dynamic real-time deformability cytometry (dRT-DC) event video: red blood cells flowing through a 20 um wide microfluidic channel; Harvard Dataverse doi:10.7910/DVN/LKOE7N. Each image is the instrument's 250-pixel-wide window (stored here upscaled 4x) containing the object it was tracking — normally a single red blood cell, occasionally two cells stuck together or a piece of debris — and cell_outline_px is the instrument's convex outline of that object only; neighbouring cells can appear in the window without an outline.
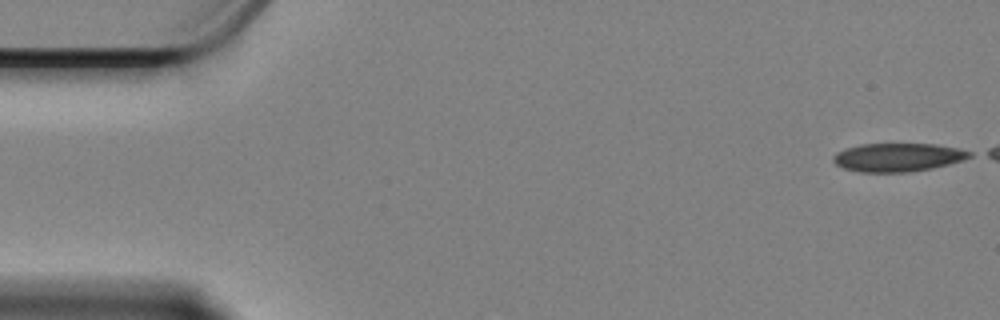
{"species": "Egyptian fruit bat (a non-hibernating species)", "species_latin": "Rousettus aegyptiacus", "temperature_condition": "cold", "stored_images_in_passage": 51, "camera_frame_rate_fps": 3000, "um_per_image_px": 0.085, "animal": {"sex": "female"}, "frame": {"image": 1, "passage_image": 1, "time_ms": 0.0, "image_size_px": [1000, 320], "cell_outline_px": [[972, 156], [948, 164], [932, 168], [912, 172], [860, 172], [844, 168], [836, 164], [832, 160], [832, 156], [836, 152], [860, 144], [936, 144], [960, 148], [972, 152]], "centroid_in_image_um": [76.31, 13.37], "position_along_channel_um": 8.7, "area_um2": 22.54}}
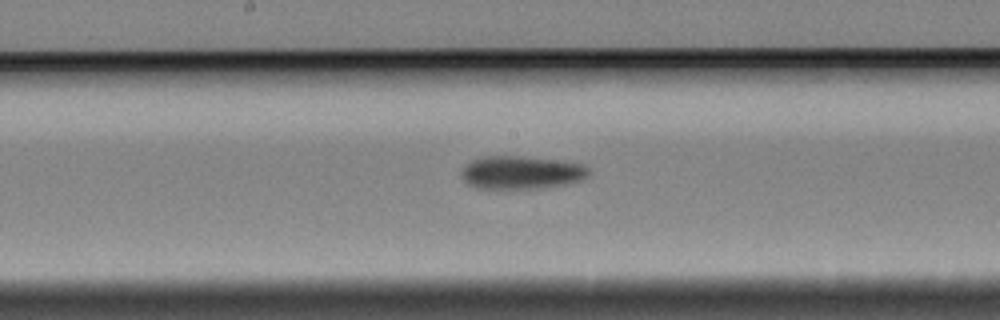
{"frame": {"image": 2, "passage_image": 29, "time_ms": 9.333, "image_size_px": [1000, 320], "cell_outline_px": [[588, 176], [580, 180], [564, 184], [540, 188], [476, 188], [468, 184], [464, 180], [460, 172], [472, 160], [480, 156], [524, 156], [560, 160], [584, 164], [588, 168]], "centroid_in_image_um": [44.31, 14.65], "position_along_channel_um": 203.9, "area_um2": 24.51}}
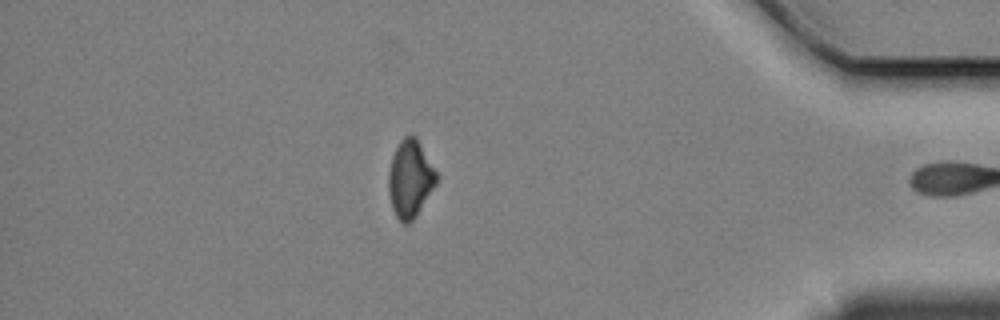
{"frame": {"image": 3, "passage_image": 50, "time_ms": 16.333, "image_size_px": [1000, 320], "cell_outline_px": [[436, 184], [412, 220], [408, 224], [404, 224], [396, 216], [392, 208], [388, 192], [388, 172], [392, 156], [400, 140], [404, 136], [412, 132], [416, 136], [436, 172]], "centroid_in_image_um": [34.83, 15.16], "position_along_channel_um": 400.4, "area_um2": 21.39}, "authors_computed_cell_mechanics": {"area_um2": 24.1026, "velocity_mm_per_s": 3.3755, "shape_relaxation_time_tau1_ms": 3.8616, "shape_relaxation_time_tau2_ms": null, "deformation_change_tau1": 0.093, "deformation_change_tau2": null}}